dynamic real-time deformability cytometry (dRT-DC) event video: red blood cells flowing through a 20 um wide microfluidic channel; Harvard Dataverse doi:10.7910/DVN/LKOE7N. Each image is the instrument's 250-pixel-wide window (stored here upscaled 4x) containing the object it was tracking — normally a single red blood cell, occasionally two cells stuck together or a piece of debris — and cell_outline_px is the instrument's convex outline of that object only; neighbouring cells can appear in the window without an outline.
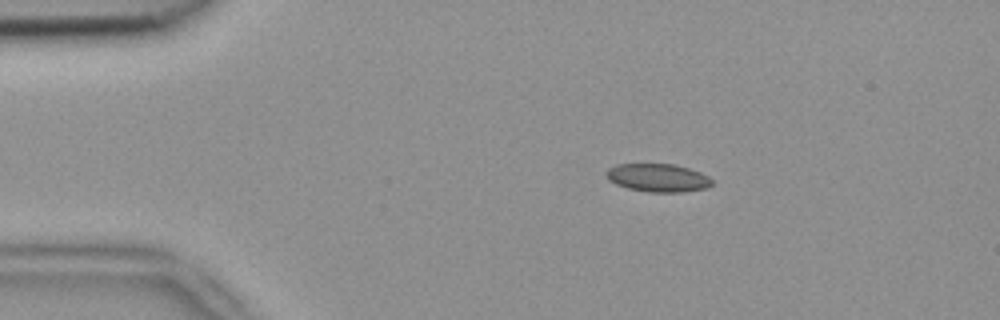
{"species": "common noctule bat (a hibernating species)", "species_latin": "Nyctalus noctula", "temperature_condition": "room temperature", "stored_images_in_passage": 3, "camera_frame_rate_fps": 3000, "um_per_image_px": 0.085, "animal": {"sex": "female", "body_mass_g": 18.4}, "frame": {"image": 1, "passage_image": 2, "time_ms": 0.333, "image_size_px": [1000, 320], "cell_outline_px": [[712, 184], [708, 188], [680, 192], [648, 192], [628, 188], [616, 184], [608, 180], [604, 172], [608, 168], [616, 164], [672, 164], [688, 168], [700, 172], [708, 176], [712, 180]], "centroid_in_image_um": [55.9, 15.11], "position_along_channel_um": 29.1, "area_um2": 17.4}}